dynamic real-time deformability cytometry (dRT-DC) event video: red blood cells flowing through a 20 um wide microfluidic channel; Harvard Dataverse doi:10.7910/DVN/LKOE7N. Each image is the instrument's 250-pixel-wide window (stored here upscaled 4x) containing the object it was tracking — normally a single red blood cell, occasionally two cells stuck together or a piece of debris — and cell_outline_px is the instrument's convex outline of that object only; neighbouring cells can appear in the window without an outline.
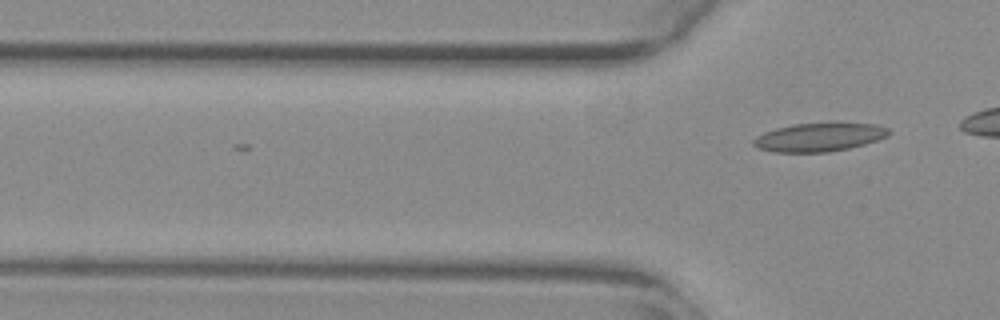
{"species": "common noctule bat (a hibernating species)", "species_latin": "Nyctalus noctula", "temperature_condition": "warm", "stored_images_in_passage": 5, "camera_frame_rate_fps": 3000, "um_per_image_px": 0.085, "animal": {"sex": "female", "body_mass_g": 29.2, "forearm_length_mm": 56.3}, "frame": {"image": 1, "passage_image": 5, "time_ms": 1.333, "image_size_px": [1000, 320], "cell_outline_px": [[892, 132], [888, 136], [864, 144], [848, 148], [828, 152], [772, 152], [756, 148], [752, 144], [752, 140], [756, 136], [764, 132], [776, 128], [792, 124], [832, 120], [836, 120], [876, 124], [888, 128]], "centroid_in_image_um": [69.65, 11.61], "position_along_channel_um": 56.2, "area_um2": 23.52}}